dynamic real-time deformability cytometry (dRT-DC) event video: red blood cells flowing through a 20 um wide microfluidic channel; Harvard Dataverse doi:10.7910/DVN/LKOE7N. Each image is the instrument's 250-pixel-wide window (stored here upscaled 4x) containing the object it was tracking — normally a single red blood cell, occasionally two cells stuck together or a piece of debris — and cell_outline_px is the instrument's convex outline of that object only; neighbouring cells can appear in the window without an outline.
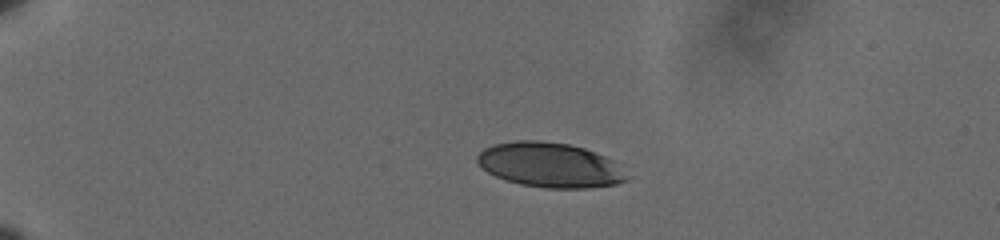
{"species": "human", "species_latin": "Homo sapiens", "temperature_condition": "cold", "stored_images_in_passage": 17, "camera_frame_rate_fps": 3000, "um_per_image_px": 0.085, "donor": {"sex": "male"}, "frame": {"image": 1, "passage_image": 5, "time_ms": 1.333, "image_size_px": [1000, 240], "cell_outline_px": [[628, 180], [616, 184], [588, 188], [548, 188], [520, 184], [496, 176], [488, 172], [476, 160], [476, 156], [484, 148], [496, 144], [512, 140], [540, 140], [568, 144], [584, 148], [596, 152], [612, 160], [628, 176]], "centroid_in_image_um": [46.74, 14.02], "position_along_channel_um": 38.3, "area_um2": 38.78}}
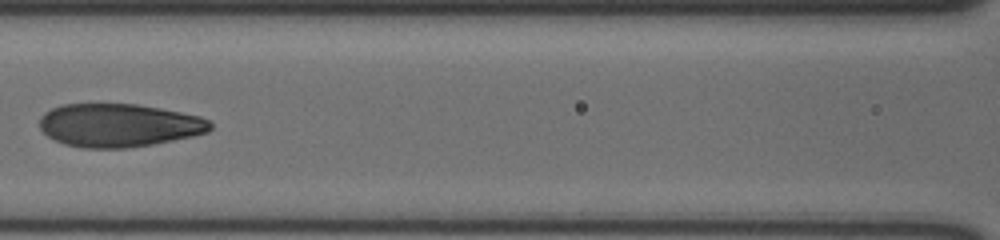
{"frame": {"image": 2, "passage_image": 12, "time_ms": 3.667, "image_size_px": [1000, 240], "cell_outline_px": [[212, 128], [208, 132], [192, 136], [152, 144], [124, 148], [84, 148], [64, 144], [48, 136], [40, 128], [40, 116], [44, 112], [52, 108], [64, 104], [136, 104], [160, 108], [200, 116], [208, 120], [212, 124]], "centroid_in_image_um": [10.09, 10.64], "position_along_channel_um": 156.5, "area_um2": 42.89}}
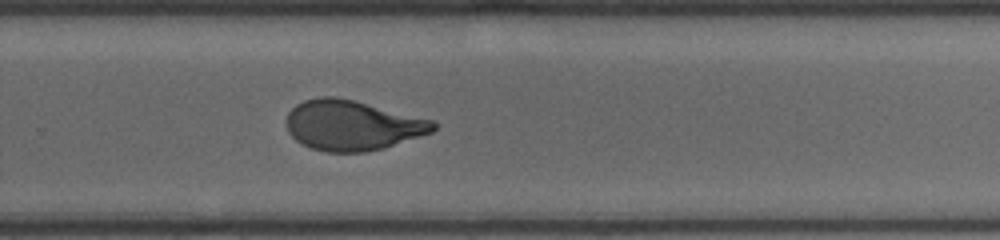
{"frame": {"image": 3, "passage_image": 17, "time_ms": 5.333, "image_size_px": [1000, 240], "cell_outline_px": [[436, 128], [432, 132], [384, 148], [364, 152], [324, 152], [312, 148], [296, 140], [288, 132], [288, 112], [296, 104], [304, 100], [320, 96], [336, 96], [356, 100], [436, 120]], "centroid_in_image_um": [29.98, 10.63], "position_along_channel_um": 299.8, "area_um2": 43.12}}